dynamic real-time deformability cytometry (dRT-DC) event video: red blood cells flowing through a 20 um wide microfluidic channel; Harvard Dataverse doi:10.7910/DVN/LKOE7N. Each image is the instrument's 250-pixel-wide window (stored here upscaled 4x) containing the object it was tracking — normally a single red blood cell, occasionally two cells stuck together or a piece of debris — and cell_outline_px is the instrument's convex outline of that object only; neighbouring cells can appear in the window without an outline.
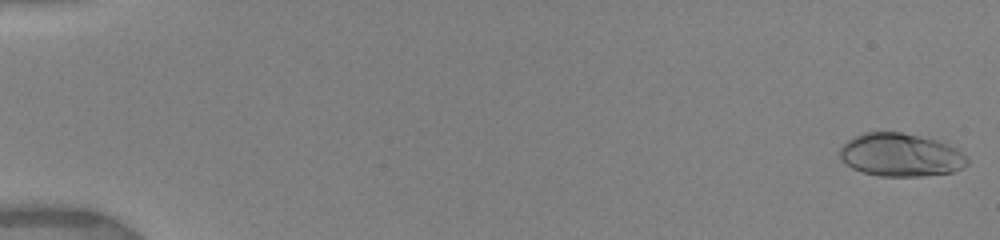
{"species": "human", "species_latin": "Homo sapiens", "temperature_condition": "warm", "stored_images_in_passage": 32, "camera_frame_rate_fps": 3000, "um_per_image_px": 0.085, "donor": {"sex": "female"}, "frame": {"image": 1, "passage_image": 1, "time_ms": 0.0, "image_size_px": [1000, 240], "cell_outline_px": [[968, 164], [964, 168], [952, 172], [920, 176], [880, 176], [860, 172], [852, 168], [840, 160], [836, 152], [848, 140], [864, 132], [900, 132], [920, 136], [936, 140], [948, 144], [956, 148], [968, 156]], "centroid_in_image_um": [76.54, 13.18], "position_along_channel_um": 8.5, "area_um2": 32.37}}
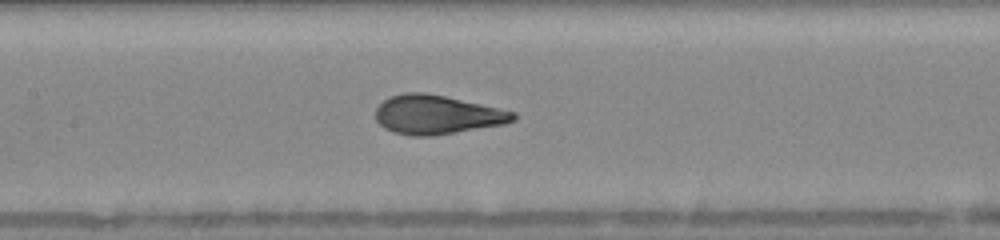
{"frame": {"image": 2, "passage_image": 22, "time_ms": 8.333, "image_size_px": [1000, 240], "cell_outline_px": [[516, 120], [504, 124], [432, 136], [412, 136], [392, 132], [384, 128], [376, 120], [376, 108], [388, 96], [404, 92], [424, 92], [444, 96], [516, 112]], "centroid_in_image_um": [37.11, 9.75], "position_along_channel_um": 170.3, "area_um2": 31.21}}
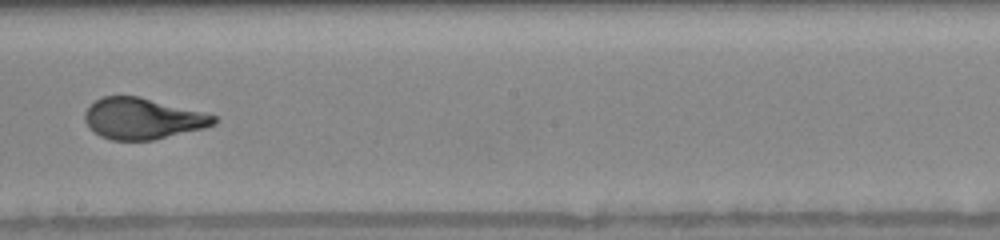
{"frame": {"image": 3, "passage_image": 25, "time_ms": 10.0, "image_size_px": [1000, 240], "cell_outline_px": [[216, 124], [204, 128], [152, 140], [112, 140], [100, 136], [92, 132], [88, 128], [84, 120], [84, 112], [96, 100], [104, 96], [140, 96], [216, 116]], "centroid_in_image_um": [12.07, 10.09], "position_along_channel_um": 236.1, "area_um2": 30.75}}